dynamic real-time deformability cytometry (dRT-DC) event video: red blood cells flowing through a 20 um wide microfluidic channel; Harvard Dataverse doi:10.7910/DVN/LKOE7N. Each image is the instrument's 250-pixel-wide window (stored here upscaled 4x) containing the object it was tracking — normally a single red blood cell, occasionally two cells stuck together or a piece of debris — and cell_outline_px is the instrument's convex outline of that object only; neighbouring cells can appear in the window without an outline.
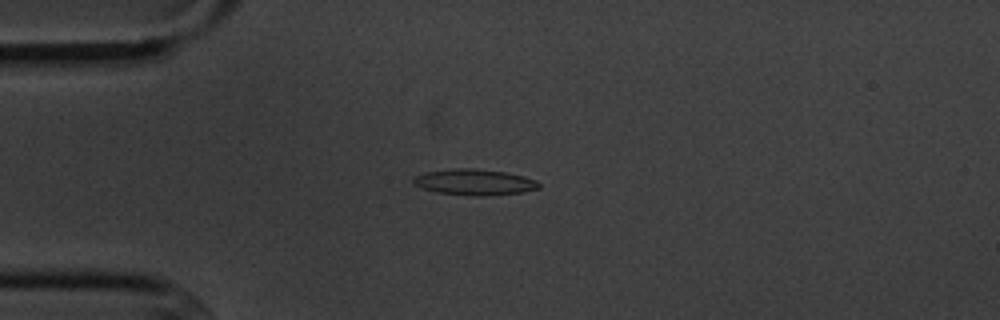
{"species": "common noctule bat (a hibernating species)", "species_latin": "Nyctalus noctula", "temperature_condition": "cold", "stored_images_in_passage": 9, "camera_frame_rate_fps": 3000, "um_per_image_px": 0.085, "animal": {"sex": "male", "body_mass_g": 20.1, "forearm_length_mm": 53.5}, "frame": {"image": 1, "passage_image": 2, "time_ms": 1.333, "image_size_px": [1000, 320], "cell_outline_px": [[540, 188], [524, 192], [480, 196], [476, 196], [436, 192], [412, 184], [412, 180], [416, 176], [424, 172], [456, 168], [472, 168], [504, 172], [524, 176], [536, 180], [540, 184]], "centroid_in_image_um": [40.33, 15.48], "position_along_channel_um": 44.7, "area_um2": 18.9}}
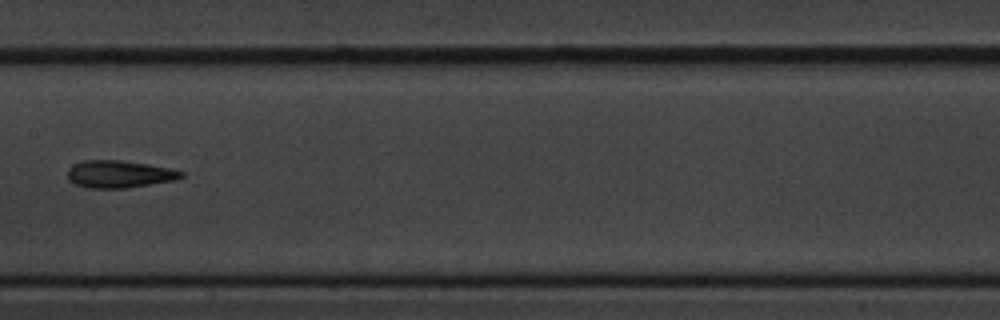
{"frame": {"image": 2, "passage_image": 6, "time_ms": 6.0, "image_size_px": [1000, 320], "cell_outline_px": [[184, 176], [180, 180], [128, 188], [88, 188], [76, 184], [68, 180], [68, 168], [72, 164], [84, 160], [120, 160], [148, 164], [172, 168], [184, 172]], "centroid_in_image_um": [10.19, 14.8], "position_along_channel_um": 197.2, "area_um2": 18.5}}
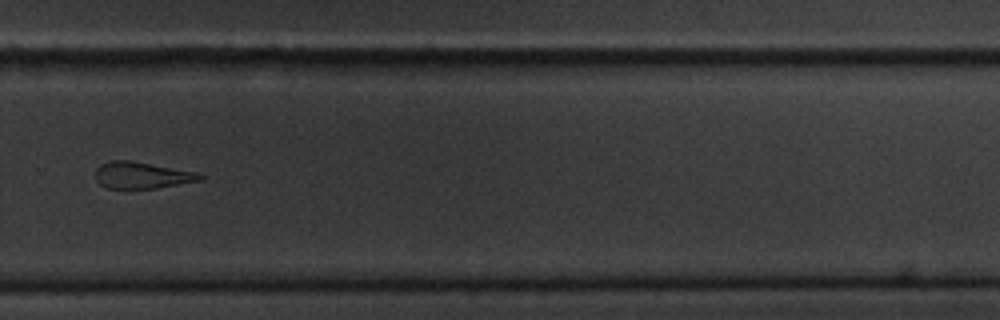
{"frame": {"image": 3, "passage_image": 9, "time_ms": 9.333, "image_size_px": [1000, 320], "cell_outline_px": [[204, 180], [156, 188], [108, 188], [100, 184], [96, 180], [96, 168], [100, 164], [112, 160], [132, 160], [200, 172], [204, 176]], "centroid_in_image_um": [12.12, 14.88], "position_along_channel_um": 317.7, "area_um2": 16.47}}